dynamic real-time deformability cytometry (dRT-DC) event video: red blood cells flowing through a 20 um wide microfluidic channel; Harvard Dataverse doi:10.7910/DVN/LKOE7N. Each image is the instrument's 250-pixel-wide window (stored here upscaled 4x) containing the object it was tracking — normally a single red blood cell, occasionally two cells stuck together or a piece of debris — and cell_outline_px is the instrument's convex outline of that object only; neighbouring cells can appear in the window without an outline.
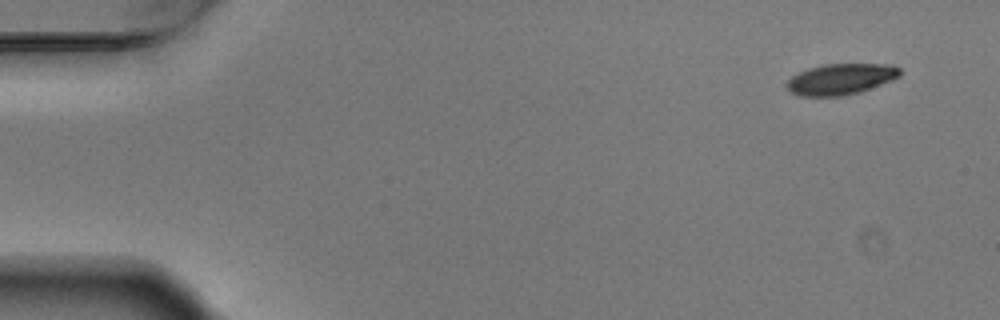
{"species": "Egyptian fruit bat (a non-hibernating species)", "species_latin": "Rousettus aegyptiacus", "temperature_condition": "warm", "stored_images_in_passage": 6, "camera_frame_rate_fps": 3000, "um_per_image_px": 0.085, "animal": {"sex": "male"}, "frame": {"image": 1, "passage_image": 1, "time_ms": 0.0, "image_size_px": [1000, 320], "cell_outline_px": [[900, 76], [892, 80], [860, 92], [844, 96], [800, 96], [792, 92], [788, 88], [788, 80], [792, 76], [808, 68], [824, 64], [892, 64], [900, 68]], "centroid_in_image_um": [71.5, 6.72], "position_along_channel_um": 13.5, "area_um2": 20.35}}
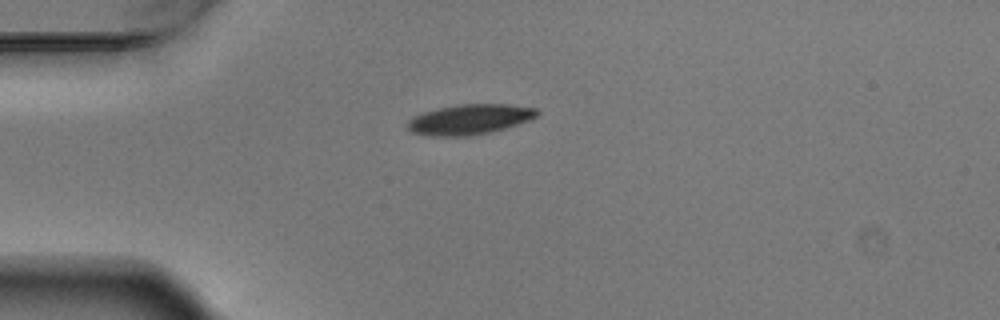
{"frame": {"image": 2, "passage_image": 4, "time_ms": 1.0, "image_size_px": [1000, 320], "cell_outline_px": [[540, 112], [536, 116], [528, 120], [492, 132], [468, 136], [428, 136], [412, 132], [408, 128], [408, 120], [412, 116], [424, 112], [456, 104], [508, 104], [536, 108]], "centroid_in_image_um": [39.9, 10.15], "position_along_channel_um": 45.1, "area_um2": 22.72}}
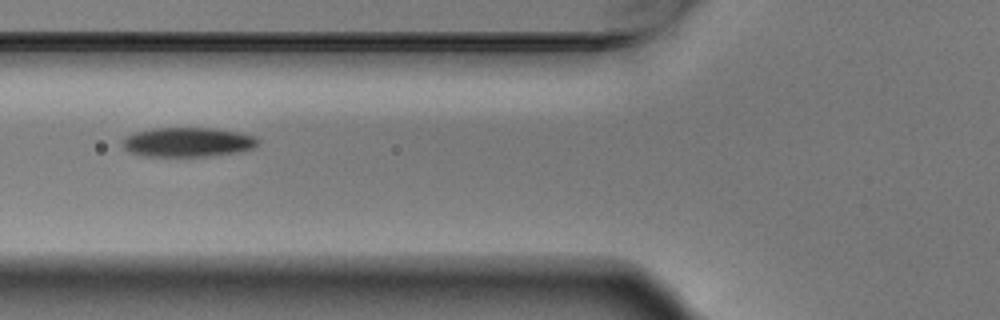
{"frame": {"image": 3, "passage_image": 6, "time_ms": 1.667, "image_size_px": [1000, 320], "cell_outline_px": [[260, 144], [252, 148], [232, 152], [204, 156], [144, 156], [128, 152], [124, 148], [124, 136], [132, 132], [152, 128], [212, 128], [240, 132], [256, 136], [260, 140]], "centroid_in_image_um": [15.93, 12.06], "position_along_channel_um": 109.9, "area_um2": 23.24}}